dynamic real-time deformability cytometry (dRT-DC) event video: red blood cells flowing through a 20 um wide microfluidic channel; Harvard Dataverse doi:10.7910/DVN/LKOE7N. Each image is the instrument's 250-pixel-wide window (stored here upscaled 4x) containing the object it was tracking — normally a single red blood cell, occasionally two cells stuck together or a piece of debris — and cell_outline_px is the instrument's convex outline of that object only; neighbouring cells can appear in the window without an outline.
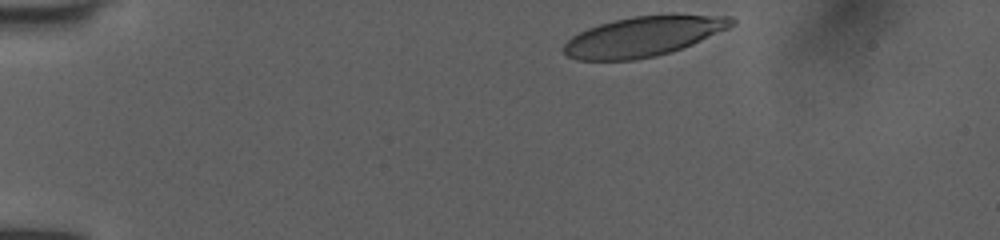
{"species": "human", "species_latin": "Homo sapiens", "temperature_condition": "room temperature", "stored_images_in_passage": 36, "camera_frame_rate_fps": 3000, "um_per_image_px": 0.085, "donor": {"sex": "female"}, "frame": {"image": 1, "passage_image": 1, "time_ms": 0.0, "image_size_px": [1000, 240], "cell_outline_px": [[736, 24], [728, 28], [692, 44], [672, 52], [656, 56], [632, 60], [576, 60], [568, 56], [564, 52], [564, 44], [572, 36], [588, 28], [600, 24], [632, 16], [672, 12], [676, 12], [732, 16], [736, 20]], "centroid_in_image_um": [54.78, 3.05], "position_along_channel_um": 30.2, "area_um2": 39.82}}
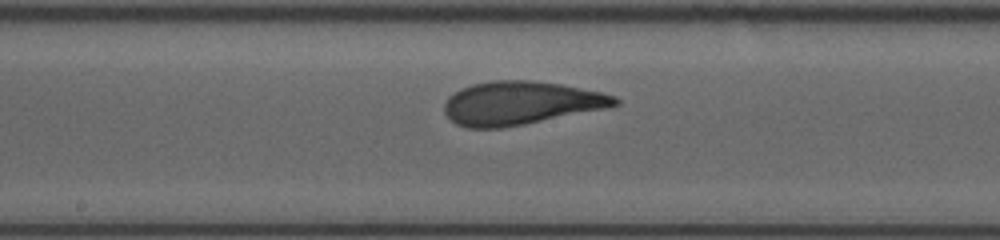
{"frame": {"image": 2, "passage_image": 20, "time_ms": 6.333, "image_size_px": [1000, 240], "cell_outline_px": [[620, 104], [608, 108], [524, 124], [500, 128], [468, 128], [456, 124], [444, 112], [444, 104], [448, 96], [460, 88], [472, 84], [492, 80], [532, 80], [560, 84], [600, 92], [616, 96], [620, 100]], "centroid_in_image_um": [44.25, 8.75], "position_along_channel_um": 204.0, "area_um2": 43.18}}
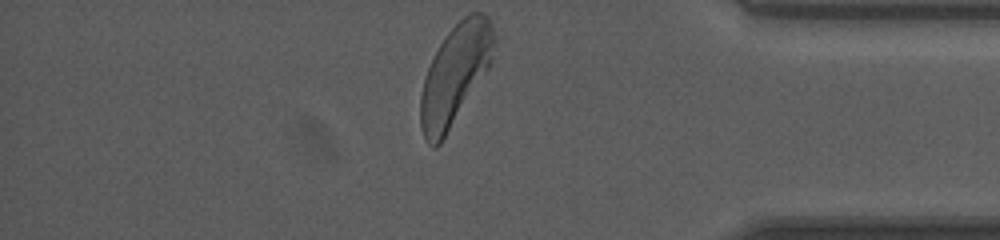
{"frame": {"image": 3, "passage_image": 36, "time_ms": 11.667, "image_size_px": [1000, 240], "cell_outline_px": [[496, 44], [492, 64], [440, 144], [436, 148], [432, 148], [424, 140], [420, 128], [420, 96], [424, 80], [428, 68], [440, 44], [448, 32], [464, 16], [472, 12], [484, 12], [488, 16], [496, 36]], "centroid_in_image_um": [38.71, 6.35], "position_along_channel_um": 396.5, "area_um2": 43.06}, "authors_computed_cell_mechanics": {"area_um2": 42.1073, "velocity_mm_per_s": 4.0107, "shape_relaxation_time_tau1_ms": 3.2072, "shape_relaxation_time_tau2_ms": 1.0837, "deformation_change_tau1": 0.1689, "deformation_change_tau2": 0.0937}}